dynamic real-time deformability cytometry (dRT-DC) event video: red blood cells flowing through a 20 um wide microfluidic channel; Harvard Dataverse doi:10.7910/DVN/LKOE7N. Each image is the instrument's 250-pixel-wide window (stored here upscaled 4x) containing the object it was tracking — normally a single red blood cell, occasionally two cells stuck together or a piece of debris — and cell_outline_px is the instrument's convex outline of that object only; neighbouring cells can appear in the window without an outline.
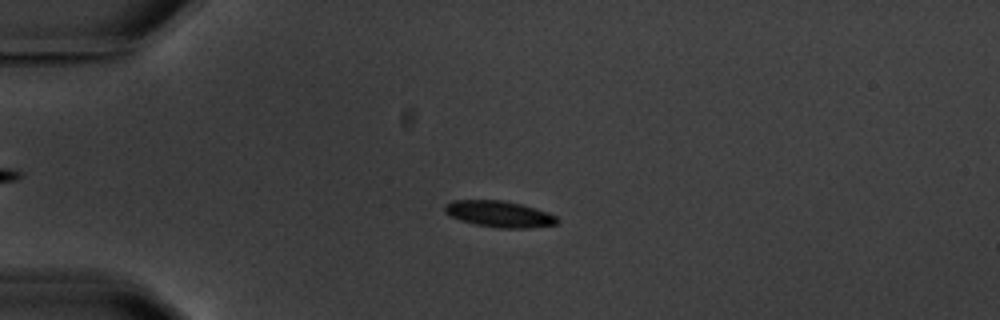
{"species": "common noctule bat (a hibernating species)", "species_latin": "Nyctalus noctula", "temperature_condition": "warm", "stored_images_in_passage": 5, "camera_frame_rate_fps": 3000, "um_per_image_px": 0.085, "animal": {"sex": "male", "body_mass_g": 20.1, "forearm_length_mm": 53.5}, "frame": {"image": 1, "passage_image": 4, "time_ms": 3.667, "image_size_px": [1000, 320], "cell_outline_px": [[560, 220], [556, 224], [532, 228], [496, 228], [476, 224], [460, 220], [444, 212], [444, 204], [452, 200], [504, 200], [536, 208], [556, 216]], "centroid_in_image_um": [42.43, 18.19], "position_along_channel_um": 42.6, "area_um2": 17.28}}